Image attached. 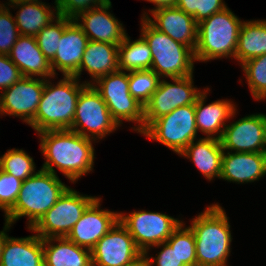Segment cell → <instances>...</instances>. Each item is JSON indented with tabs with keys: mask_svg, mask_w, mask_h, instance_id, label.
Returning <instances> with one entry per match:
<instances>
[{
	"mask_svg": "<svg viewBox=\"0 0 266 266\" xmlns=\"http://www.w3.org/2000/svg\"><path fill=\"white\" fill-rule=\"evenodd\" d=\"M38 136L40 151L45 157L41 169L57 175L56 166L73 183L93 170L94 140L70 129L46 130L39 132Z\"/></svg>",
	"mask_w": 266,
	"mask_h": 266,
	"instance_id": "cell-1",
	"label": "cell"
},
{
	"mask_svg": "<svg viewBox=\"0 0 266 266\" xmlns=\"http://www.w3.org/2000/svg\"><path fill=\"white\" fill-rule=\"evenodd\" d=\"M189 227L195 236L197 266H227L232 235L225 210L212 204Z\"/></svg>",
	"mask_w": 266,
	"mask_h": 266,
	"instance_id": "cell-2",
	"label": "cell"
},
{
	"mask_svg": "<svg viewBox=\"0 0 266 266\" xmlns=\"http://www.w3.org/2000/svg\"><path fill=\"white\" fill-rule=\"evenodd\" d=\"M75 76H64L56 85L45 79L44 89L30 126L37 133L46 130L70 129L74 121L76 103L82 89L90 81L79 83Z\"/></svg>",
	"mask_w": 266,
	"mask_h": 266,
	"instance_id": "cell-3",
	"label": "cell"
},
{
	"mask_svg": "<svg viewBox=\"0 0 266 266\" xmlns=\"http://www.w3.org/2000/svg\"><path fill=\"white\" fill-rule=\"evenodd\" d=\"M22 182L14 206L5 214L13 224L21 217H27L28 229H31L40 218L57 202L69 187L52 172L43 169Z\"/></svg>",
	"mask_w": 266,
	"mask_h": 266,
	"instance_id": "cell-4",
	"label": "cell"
},
{
	"mask_svg": "<svg viewBox=\"0 0 266 266\" xmlns=\"http://www.w3.org/2000/svg\"><path fill=\"white\" fill-rule=\"evenodd\" d=\"M242 23L228 7L198 23L195 60L207 62L227 57L235 59Z\"/></svg>",
	"mask_w": 266,
	"mask_h": 266,
	"instance_id": "cell-5",
	"label": "cell"
},
{
	"mask_svg": "<svg viewBox=\"0 0 266 266\" xmlns=\"http://www.w3.org/2000/svg\"><path fill=\"white\" fill-rule=\"evenodd\" d=\"M140 35L148 43L151 54V70L160 78H178L192 75L194 51L156 29L147 18H141Z\"/></svg>",
	"mask_w": 266,
	"mask_h": 266,
	"instance_id": "cell-6",
	"label": "cell"
},
{
	"mask_svg": "<svg viewBox=\"0 0 266 266\" xmlns=\"http://www.w3.org/2000/svg\"><path fill=\"white\" fill-rule=\"evenodd\" d=\"M93 87L105 101L113 120L121 127L122 121L136 122L137 133L144 131V106L129 92L128 72L116 71L98 78Z\"/></svg>",
	"mask_w": 266,
	"mask_h": 266,
	"instance_id": "cell-7",
	"label": "cell"
},
{
	"mask_svg": "<svg viewBox=\"0 0 266 266\" xmlns=\"http://www.w3.org/2000/svg\"><path fill=\"white\" fill-rule=\"evenodd\" d=\"M96 198L68 187L55 205L29 230L42 239L66 237Z\"/></svg>",
	"mask_w": 266,
	"mask_h": 266,
	"instance_id": "cell-8",
	"label": "cell"
},
{
	"mask_svg": "<svg viewBox=\"0 0 266 266\" xmlns=\"http://www.w3.org/2000/svg\"><path fill=\"white\" fill-rule=\"evenodd\" d=\"M197 133L194 105H185L154 120L141 134L180 154Z\"/></svg>",
	"mask_w": 266,
	"mask_h": 266,
	"instance_id": "cell-9",
	"label": "cell"
},
{
	"mask_svg": "<svg viewBox=\"0 0 266 266\" xmlns=\"http://www.w3.org/2000/svg\"><path fill=\"white\" fill-rule=\"evenodd\" d=\"M118 127L99 92L92 84H87L78 96L70 130L95 141Z\"/></svg>",
	"mask_w": 266,
	"mask_h": 266,
	"instance_id": "cell-10",
	"label": "cell"
},
{
	"mask_svg": "<svg viewBox=\"0 0 266 266\" xmlns=\"http://www.w3.org/2000/svg\"><path fill=\"white\" fill-rule=\"evenodd\" d=\"M119 221L131 234L142 253H148L151 247L166 242L182 224V220L164 213L145 210L133 211L128 215L120 212Z\"/></svg>",
	"mask_w": 266,
	"mask_h": 266,
	"instance_id": "cell-11",
	"label": "cell"
},
{
	"mask_svg": "<svg viewBox=\"0 0 266 266\" xmlns=\"http://www.w3.org/2000/svg\"><path fill=\"white\" fill-rule=\"evenodd\" d=\"M193 74L171 78L172 83L160 79L156 91L144 106V130L156 119L171 113L178 107L195 105L203 92L193 85Z\"/></svg>",
	"mask_w": 266,
	"mask_h": 266,
	"instance_id": "cell-12",
	"label": "cell"
},
{
	"mask_svg": "<svg viewBox=\"0 0 266 266\" xmlns=\"http://www.w3.org/2000/svg\"><path fill=\"white\" fill-rule=\"evenodd\" d=\"M45 79L22 77L0 94V114L19 117L30 125L35 117Z\"/></svg>",
	"mask_w": 266,
	"mask_h": 266,
	"instance_id": "cell-13",
	"label": "cell"
},
{
	"mask_svg": "<svg viewBox=\"0 0 266 266\" xmlns=\"http://www.w3.org/2000/svg\"><path fill=\"white\" fill-rule=\"evenodd\" d=\"M220 142L224 151L266 153V114H251L227 124Z\"/></svg>",
	"mask_w": 266,
	"mask_h": 266,
	"instance_id": "cell-14",
	"label": "cell"
},
{
	"mask_svg": "<svg viewBox=\"0 0 266 266\" xmlns=\"http://www.w3.org/2000/svg\"><path fill=\"white\" fill-rule=\"evenodd\" d=\"M142 252L118 221L91 249L92 266H124Z\"/></svg>",
	"mask_w": 266,
	"mask_h": 266,
	"instance_id": "cell-15",
	"label": "cell"
},
{
	"mask_svg": "<svg viewBox=\"0 0 266 266\" xmlns=\"http://www.w3.org/2000/svg\"><path fill=\"white\" fill-rule=\"evenodd\" d=\"M97 197L85 210L66 238L78 246L92 249L119 221V213L100 208Z\"/></svg>",
	"mask_w": 266,
	"mask_h": 266,
	"instance_id": "cell-16",
	"label": "cell"
},
{
	"mask_svg": "<svg viewBox=\"0 0 266 266\" xmlns=\"http://www.w3.org/2000/svg\"><path fill=\"white\" fill-rule=\"evenodd\" d=\"M153 18L144 12L142 18L148 21L159 31L167 34L193 51L197 46L198 23L194 17L177 7H166L151 12ZM153 19V20H152Z\"/></svg>",
	"mask_w": 266,
	"mask_h": 266,
	"instance_id": "cell-17",
	"label": "cell"
},
{
	"mask_svg": "<svg viewBox=\"0 0 266 266\" xmlns=\"http://www.w3.org/2000/svg\"><path fill=\"white\" fill-rule=\"evenodd\" d=\"M111 7L112 3H107L74 18L89 40L110 44H120L123 41L126 30L121 21L109 12Z\"/></svg>",
	"mask_w": 266,
	"mask_h": 266,
	"instance_id": "cell-18",
	"label": "cell"
},
{
	"mask_svg": "<svg viewBox=\"0 0 266 266\" xmlns=\"http://www.w3.org/2000/svg\"><path fill=\"white\" fill-rule=\"evenodd\" d=\"M88 42L89 38L72 19L64 27V32L59 39L58 50L55 57L50 61L54 76L57 74L56 69H58L63 76L78 78V69Z\"/></svg>",
	"mask_w": 266,
	"mask_h": 266,
	"instance_id": "cell-19",
	"label": "cell"
},
{
	"mask_svg": "<svg viewBox=\"0 0 266 266\" xmlns=\"http://www.w3.org/2000/svg\"><path fill=\"white\" fill-rule=\"evenodd\" d=\"M266 175V153L223 151L219 179L237 184L258 181Z\"/></svg>",
	"mask_w": 266,
	"mask_h": 266,
	"instance_id": "cell-20",
	"label": "cell"
},
{
	"mask_svg": "<svg viewBox=\"0 0 266 266\" xmlns=\"http://www.w3.org/2000/svg\"><path fill=\"white\" fill-rule=\"evenodd\" d=\"M210 89L207 87L195 101V117L197 130L206 138L220 140L226 123L235 116L237 108L230 100H217L205 105V99ZM217 134V135H216Z\"/></svg>",
	"mask_w": 266,
	"mask_h": 266,
	"instance_id": "cell-21",
	"label": "cell"
},
{
	"mask_svg": "<svg viewBox=\"0 0 266 266\" xmlns=\"http://www.w3.org/2000/svg\"><path fill=\"white\" fill-rule=\"evenodd\" d=\"M8 56L23 77L55 78L50 62L41 52L34 36L20 35Z\"/></svg>",
	"mask_w": 266,
	"mask_h": 266,
	"instance_id": "cell-22",
	"label": "cell"
},
{
	"mask_svg": "<svg viewBox=\"0 0 266 266\" xmlns=\"http://www.w3.org/2000/svg\"><path fill=\"white\" fill-rule=\"evenodd\" d=\"M119 45L89 40L78 69V79L84 69L93 78L90 84L102 76L119 71Z\"/></svg>",
	"mask_w": 266,
	"mask_h": 266,
	"instance_id": "cell-23",
	"label": "cell"
},
{
	"mask_svg": "<svg viewBox=\"0 0 266 266\" xmlns=\"http://www.w3.org/2000/svg\"><path fill=\"white\" fill-rule=\"evenodd\" d=\"M0 266H44L43 239L37 234L24 238L7 237Z\"/></svg>",
	"mask_w": 266,
	"mask_h": 266,
	"instance_id": "cell-24",
	"label": "cell"
},
{
	"mask_svg": "<svg viewBox=\"0 0 266 266\" xmlns=\"http://www.w3.org/2000/svg\"><path fill=\"white\" fill-rule=\"evenodd\" d=\"M223 151L220 140L203 137L192 141L179 156L192 160L203 176L211 181L220 177Z\"/></svg>",
	"mask_w": 266,
	"mask_h": 266,
	"instance_id": "cell-25",
	"label": "cell"
},
{
	"mask_svg": "<svg viewBox=\"0 0 266 266\" xmlns=\"http://www.w3.org/2000/svg\"><path fill=\"white\" fill-rule=\"evenodd\" d=\"M43 252L44 266H92L91 250L66 237L43 239Z\"/></svg>",
	"mask_w": 266,
	"mask_h": 266,
	"instance_id": "cell-26",
	"label": "cell"
},
{
	"mask_svg": "<svg viewBox=\"0 0 266 266\" xmlns=\"http://www.w3.org/2000/svg\"><path fill=\"white\" fill-rule=\"evenodd\" d=\"M9 8L19 9L14 17L20 35L36 36L44 27L52 22L58 15L56 6L41 2L6 3ZM13 4V5H12ZM56 11V12H55ZM56 15V16H55Z\"/></svg>",
	"mask_w": 266,
	"mask_h": 266,
	"instance_id": "cell-27",
	"label": "cell"
},
{
	"mask_svg": "<svg viewBox=\"0 0 266 266\" xmlns=\"http://www.w3.org/2000/svg\"><path fill=\"white\" fill-rule=\"evenodd\" d=\"M266 54V20L243 21L235 59L240 65L249 59Z\"/></svg>",
	"mask_w": 266,
	"mask_h": 266,
	"instance_id": "cell-28",
	"label": "cell"
},
{
	"mask_svg": "<svg viewBox=\"0 0 266 266\" xmlns=\"http://www.w3.org/2000/svg\"><path fill=\"white\" fill-rule=\"evenodd\" d=\"M119 69L121 71H136L151 69V49L145 39L131 41L126 34L118 47Z\"/></svg>",
	"mask_w": 266,
	"mask_h": 266,
	"instance_id": "cell-29",
	"label": "cell"
},
{
	"mask_svg": "<svg viewBox=\"0 0 266 266\" xmlns=\"http://www.w3.org/2000/svg\"><path fill=\"white\" fill-rule=\"evenodd\" d=\"M35 168L33 158L23 149H8L0 156V169L19 180L25 181L36 174Z\"/></svg>",
	"mask_w": 266,
	"mask_h": 266,
	"instance_id": "cell-30",
	"label": "cell"
},
{
	"mask_svg": "<svg viewBox=\"0 0 266 266\" xmlns=\"http://www.w3.org/2000/svg\"><path fill=\"white\" fill-rule=\"evenodd\" d=\"M160 79L151 69L129 71V92L142 106H145L156 91Z\"/></svg>",
	"mask_w": 266,
	"mask_h": 266,
	"instance_id": "cell-31",
	"label": "cell"
},
{
	"mask_svg": "<svg viewBox=\"0 0 266 266\" xmlns=\"http://www.w3.org/2000/svg\"><path fill=\"white\" fill-rule=\"evenodd\" d=\"M184 222L172 233L166 242L175 250L186 266H197L195 236Z\"/></svg>",
	"mask_w": 266,
	"mask_h": 266,
	"instance_id": "cell-32",
	"label": "cell"
},
{
	"mask_svg": "<svg viewBox=\"0 0 266 266\" xmlns=\"http://www.w3.org/2000/svg\"><path fill=\"white\" fill-rule=\"evenodd\" d=\"M241 67L253 98L266 99V54L247 60Z\"/></svg>",
	"mask_w": 266,
	"mask_h": 266,
	"instance_id": "cell-33",
	"label": "cell"
},
{
	"mask_svg": "<svg viewBox=\"0 0 266 266\" xmlns=\"http://www.w3.org/2000/svg\"><path fill=\"white\" fill-rule=\"evenodd\" d=\"M71 18L57 15V17L44 27L35 37L41 52L50 62L58 50L59 39L64 27L71 21Z\"/></svg>",
	"mask_w": 266,
	"mask_h": 266,
	"instance_id": "cell-34",
	"label": "cell"
},
{
	"mask_svg": "<svg viewBox=\"0 0 266 266\" xmlns=\"http://www.w3.org/2000/svg\"><path fill=\"white\" fill-rule=\"evenodd\" d=\"M175 7L194 17L197 23L227 7L223 0H177Z\"/></svg>",
	"mask_w": 266,
	"mask_h": 266,
	"instance_id": "cell-35",
	"label": "cell"
},
{
	"mask_svg": "<svg viewBox=\"0 0 266 266\" xmlns=\"http://www.w3.org/2000/svg\"><path fill=\"white\" fill-rule=\"evenodd\" d=\"M0 3V54L8 55L20 36L9 6Z\"/></svg>",
	"mask_w": 266,
	"mask_h": 266,
	"instance_id": "cell-36",
	"label": "cell"
},
{
	"mask_svg": "<svg viewBox=\"0 0 266 266\" xmlns=\"http://www.w3.org/2000/svg\"><path fill=\"white\" fill-rule=\"evenodd\" d=\"M22 180L0 169V210L6 214L15 204Z\"/></svg>",
	"mask_w": 266,
	"mask_h": 266,
	"instance_id": "cell-37",
	"label": "cell"
},
{
	"mask_svg": "<svg viewBox=\"0 0 266 266\" xmlns=\"http://www.w3.org/2000/svg\"><path fill=\"white\" fill-rule=\"evenodd\" d=\"M111 3L110 0H57L56 9L60 16L74 19L80 13L89 11L95 7Z\"/></svg>",
	"mask_w": 266,
	"mask_h": 266,
	"instance_id": "cell-38",
	"label": "cell"
},
{
	"mask_svg": "<svg viewBox=\"0 0 266 266\" xmlns=\"http://www.w3.org/2000/svg\"><path fill=\"white\" fill-rule=\"evenodd\" d=\"M23 77L20 69L8 55L0 54V92L12 86Z\"/></svg>",
	"mask_w": 266,
	"mask_h": 266,
	"instance_id": "cell-39",
	"label": "cell"
},
{
	"mask_svg": "<svg viewBox=\"0 0 266 266\" xmlns=\"http://www.w3.org/2000/svg\"><path fill=\"white\" fill-rule=\"evenodd\" d=\"M154 247L162 248L154 258L152 256L149 257L148 253H146L150 266L154 264L156 266H186L167 242L160 243Z\"/></svg>",
	"mask_w": 266,
	"mask_h": 266,
	"instance_id": "cell-40",
	"label": "cell"
},
{
	"mask_svg": "<svg viewBox=\"0 0 266 266\" xmlns=\"http://www.w3.org/2000/svg\"><path fill=\"white\" fill-rule=\"evenodd\" d=\"M145 1H148L155 5L153 9H149L150 13L160 8L174 7L177 2V0H145Z\"/></svg>",
	"mask_w": 266,
	"mask_h": 266,
	"instance_id": "cell-41",
	"label": "cell"
},
{
	"mask_svg": "<svg viewBox=\"0 0 266 266\" xmlns=\"http://www.w3.org/2000/svg\"><path fill=\"white\" fill-rule=\"evenodd\" d=\"M124 266H150L146 253H141L131 262L125 264Z\"/></svg>",
	"mask_w": 266,
	"mask_h": 266,
	"instance_id": "cell-42",
	"label": "cell"
},
{
	"mask_svg": "<svg viewBox=\"0 0 266 266\" xmlns=\"http://www.w3.org/2000/svg\"><path fill=\"white\" fill-rule=\"evenodd\" d=\"M11 225L12 223L5 216V225L3 227V231H0V258H1V253H2L4 242L6 241V238L8 237L7 232L9 231Z\"/></svg>",
	"mask_w": 266,
	"mask_h": 266,
	"instance_id": "cell-43",
	"label": "cell"
},
{
	"mask_svg": "<svg viewBox=\"0 0 266 266\" xmlns=\"http://www.w3.org/2000/svg\"><path fill=\"white\" fill-rule=\"evenodd\" d=\"M8 3H33V2H41L40 0H8ZM57 0H55V4H56Z\"/></svg>",
	"mask_w": 266,
	"mask_h": 266,
	"instance_id": "cell-44",
	"label": "cell"
}]
</instances>
